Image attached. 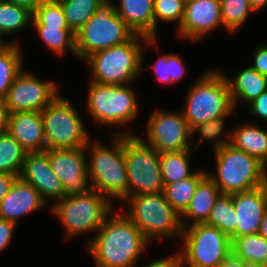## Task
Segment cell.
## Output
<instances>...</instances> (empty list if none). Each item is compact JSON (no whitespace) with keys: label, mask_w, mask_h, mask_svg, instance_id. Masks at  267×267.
Masks as SVG:
<instances>
[{"label":"cell","mask_w":267,"mask_h":267,"mask_svg":"<svg viewBox=\"0 0 267 267\" xmlns=\"http://www.w3.org/2000/svg\"><path fill=\"white\" fill-rule=\"evenodd\" d=\"M17 224L0 219V254L10 245Z\"/></svg>","instance_id":"cell-41"},{"label":"cell","mask_w":267,"mask_h":267,"mask_svg":"<svg viewBox=\"0 0 267 267\" xmlns=\"http://www.w3.org/2000/svg\"><path fill=\"white\" fill-rule=\"evenodd\" d=\"M223 27L220 0H186L185 13L177 35L200 42L208 33Z\"/></svg>","instance_id":"cell-16"},{"label":"cell","mask_w":267,"mask_h":267,"mask_svg":"<svg viewBox=\"0 0 267 267\" xmlns=\"http://www.w3.org/2000/svg\"><path fill=\"white\" fill-rule=\"evenodd\" d=\"M214 156L217 174H207L222 194L232 195L267 184L266 166L232 144L215 150Z\"/></svg>","instance_id":"cell-6"},{"label":"cell","mask_w":267,"mask_h":267,"mask_svg":"<svg viewBox=\"0 0 267 267\" xmlns=\"http://www.w3.org/2000/svg\"><path fill=\"white\" fill-rule=\"evenodd\" d=\"M43 44L55 55H64L70 51L77 57L75 33L69 27L34 26Z\"/></svg>","instance_id":"cell-28"},{"label":"cell","mask_w":267,"mask_h":267,"mask_svg":"<svg viewBox=\"0 0 267 267\" xmlns=\"http://www.w3.org/2000/svg\"><path fill=\"white\" fill-rule=\"evenodd\" d=\"M61 0H42V2H60Z\"/></svg>","instance_id":"cell-51"},{"label":"cell","mask_w":267,"mask_h":267,"mask_svg":"<svg viewBox=\"0 0 267 267\" xmlns=\"http://www.w3.org/2000/svg\"><path fill=\"white\" fill-rule=\"evenodd\" d=\"M222 24L226 31L235 33L254 10L249 0H220Z\"/></svg>","instance_id":"cell-35"},{"label":"cell","mask_w":267,"mask_h":267,"mask_svg":"<svg viewBox=\"0 0 267 267\" xmlns=\"http://www.w3.org/2000/svg\"><path fill=\"white\" fill-rule=\"evenodd\" d=\"M150 242L124 214L111 213L89 239V256L96 267H134Z\"/></svg>","instance_id":"cell-1"},{"label":"cell","mask_w":267,"mask_h":267,"mask_svg":"<svg viewBox=\"0 0 267 267\" xmlns=\"http://www.w3.org/2000/svg\"><path fill=\"white\" fill-rule=\"evenodd\" d=\"M19 176L10 175L7 173H0V202L10 191L13 183Z\"/></svg>","instance_id":"cell-43"},{"label":"cell","mask_w":267,"mask_h":267,"mask_svg":"<svg viewBox=\"0 0 267 267\" xmlns=\"http://www.w3.org/2000/svg\"><path fill=\"white\" fill-rule=\"evenodd\" d=\"M124 157L128 177V197L163 192L160 153L139 136L124 134Z\"/></svg>","instance_id":"cell-12"},{"label":"cell","mask_w":267,"mask_h":267,"mask_svg":"<svg viewBox=\"0 0 267 267\" xmlns=\"http://www.w3.org/2000/svg\"><path fill=\"white\" fill-rule=\"evenodd\" d=\"M206 174L207 171L196 170L195 173L187 179L164 185L163 193L165 195V199L178 214L181 215L189 206L198 182Z\"/></svg>","instance_id":"cell-27"},{"label":"cell","mask_w":267,"mask_h":267,"mask_svg":"<svg viewBox=\"0 0 267 267\" xmlns=\"http://www.w3.org/2000/svg\"><path fill=\"white\" fill-rule=\"evenodd\" d=\"M258 234L267 239V210L260 223Z\"/></svg>","instance_id":"cell-48"},{"label":"cell","mask_w":267,"mask_h":267,"mask_svg":"<svg viewBox=\"0 0 267 267\" xmlns=\"http://www.w3.org/2000/svg\"><path fill=\"white\" fill-rule=\"evenodd\" d=\"M192 149L160 153V168L163 184H170L191 177L195 172L190 168Z\"/></svg>","instance_id":"cell-26"},{"label":"cell","mask_w":267,"mask_h":267,"mask_svg":"<svg viewBox=\"0 0 267 267\" xmlns=\"http://www.w3.org/2000/svg\"><path fill=\"white\" fill-rule=\"evenodd\" d=\"M186 0H154V38H157L158 21L175 22L178 29L183 21Z\"/></svg>","instance_id":"cell-37"},{"label":"cell","mask_w":267,"mask_h":267,"mask_svg":"<svg viewBox=\"0 0 267 267\" xmlns=\"http://www.w3.org/2000/svg\"><path fill=\"white\" fill-rule=\"evenodd\" d=\"M26 153L8 132L0 134V173L20 176Z\"/></svg>","instance_id":"cell-30"},{"label":"cell","mask_w":267,"mask_h":267,"mask_svg":"<svg viewBox=\"0 0 267 267\" xmlns=\"http://www.w3.org/2000/svg\"><path fill=\"white\" fill-rule=\"evenodd\" d=\"M7 43H18L19 44V40H14V41H9V42H5L2 40V38L0 37V49H2Z\"/></svg>","instance_id":"cell-50"},{"label":"cell","mask_w":267,"mask_h":267,"mask_svg":"<svg viewBox=\"0 0 267 267\" xmlns=\"http://www.w3.org/2000/svg\"><path fill=\"white\" fill-rule=\"evenodd\" d=\"M244 267H267V266L263 264L244 262Z\"/></svg>","instance_id":"cell-49"},{"label":"cell","mask_w":267,"mask_h":267,"mask_svg":"<svg viewBox=\"0 0 267 267\" xmlns=\"http://www.w3.org/2000/svg\"><path fill=\"white\" fill-rule=\"evenodd\" d=\"M96 190L84 194L66 195L51 211L65 229L67 238L86 233H97L105 219L113 213L114 205Z\"/></svg>","instance_id":"cell-7"},{"label":"cell","mask_w":267,"mask_h":267,"mask_svg":"<svg viewBox=\"0 0 267 267\" xmlns=\"http://www.w3.org/2000/svg\"><path fill=\"white\" fill-rule=\"evenodd\" d=\"M184 64L178 54L170 52L165 55H158L157 60L149 68L154 70L158 82L170 85L180 82L183 76L187 77Z\"/></svg>","instance_id":"cell-34"},{"label":"cell","mask_w":267,"mask_h":267,"mask_svg":"<svg viewBox=\"0 0 267 267\" xmlns=\"http://www.w3.org/2000/svg\"><path fill=\"white\" fill-rule=\"evenodd\" d=\"M55 82L42 81L35 73L23 69L15 78L5 98L9 113L41 112L60 93Z\"/></svg>","instance_id":"cell-14"},{"label":"cell","mask_w":267,"mask_h":267,"mask_svg":"<svg viewBox=\"0 0 267 267\" xmlns=\"http://www.w3.org/2000/svg\"><path fill=\"white\" fill-rule=\"evenodd\" d=\"M45 206L47 204L37 189L18 177L0 202V219L18 225L21 218L41 211L40 209H45Z\"/></svg>","instance_id":"cell-19"},{"label":"cell","mask_w":267,"mask_h":267,"mask_svg":"<svg viewBox=\"0 0 267 267\" xmlns=\"http://www.w3.org/2000/svg\"><path fill=\"white\" fill-rule=\"evenodd\" d=\"M105 0H61L67 25L76 34Z\"/></svg>","instance_id":"cell-32"},{"label":"cell","mask_w":267,"mask_h":267,"mask_svg":"<svg viewBox=\"0 0 267 267\" xmlns=\"http://www.w3.org/2000/svg\"><path fill=\"white\" fill-rule=\"evenodd\" d=\"M179 253L183 267H218L232 252V241L206 223L183 228Z\"/></svg>","instance_id":"cell-10"},{"label":"cell","mask_w":267,"mask_h":267,"mask_svg":"<svg viewBox=\"0 0 267 267\" xmlns=\"http://www.w3.org/2000/svg\"><path fill=\"white\" fill-rule=\"evenodd\" d=\"M191 130L182 111L174 113L157 108L147 120L146 139H140L159 153L192 149Z\"/></svg>","instance_id":"cell-13"},{"label":"cell","mask_w":267,"mask_h":267,"mask_svg":"<svg viewBox=\"0 0 267 267\" xmlns=\"http://www.w3.org/2000/svg\"><path fill=\"white\" fill-rule=\"evenodd\" d=\"M248 106V112H250L253 117H258L263 122H267V90L250 102Z\"/></svg>","instance_id":"cell-39"},{"label":"cell","mask_w":267,"mask_h":267,"mask_svg":"<svg viewBox=\"0 0 267 267\" xmlns=\"http://www.w3.org/2000/svg\"><path fill=\"white\" fill-rule=\"evenodd\" d=\"M32 25L69 27L60 2H42L33 13Z\"/></svg>","instance_id":"cell-38"},{"label":"cell","mask_w":267,"mask_h":267,"mask_svg":"<svg viewBox=\"0 0 267 267\" xmlns=\"http://www.w3.org/2000/svg\"><path fill=\"white\" fill-rule=\"evenodd\" d=\"M253 54L254 61L250 66L261 75L267 77V43L265 45L263 43L258 45Z\"/></svg>","instance_id":"cell-40"},{"label":"cell","mask_w":267,"mask_h":267,"mask_svg":"<svg viewBox=\"0 0 267 267\" xmlns=\"http://www.w3.org/2000/svg\"><path fill=\"white\" fill-rule=\"evenodd\" d=\"M116 13L134 31L154 38V0H119Z\"/></svg>","instance_id":"cell-23"},{"label":"cell","mask_w":267,"mask_h":267,"mask_svg":"<svg viewBox=\"0 0 267 267\" xmlns=\"http://www.w3.org/2000/svg\"><path fill=\"white\" fill-rule=\"evenodd\" d=\"M231 144L267 167V132L254 122L242 123L231 130Z\"/></svg>","instance_id":"cell-24"},{"label":"cell","mask_w":267,"mask_h":267,"mask_svg":"<svg viewBox=\"0 0 267 267\" xmlns=\"http://www.w3.org/2000/svg\"><path fill=\"white\" fill-rule=\"evenodd\" d=\"M145 267H183L179 251L165 256L164 258L152 260Z\"/></svg>","instance_id":"cell-42"},{"label":"cell","mask_w":267,"mask_h":267,"mask_svg":"<svg viewBox=\"0 0 267 267\" xmlns=\"http://www.w3.org/2000/svg\"><path fill=\"white\" fill-rule=\"evenodd\" d=\"M218 267H244V261L231 252Z\"/></svg>","instance_id":"cell-46"},{"label":"cell","mask_w":267,"mask_h":267,"mask_svg":"<svg viewBox=\"0 0 267 267\" xmlns=\"http://www.w3.org/2000/svg\"><path fill=\"white\" fill-rule=\"evenodd\" d=\"M134 35V31L116 13L115 4L105 0L75 34L77 58L85 60L100 50L125 43Z\"/></svg>","instance_id":"cell-9"},{"label":"cell","mask_w":267,"mask_h":267,"mask_svg":"<svg viewBox=\"0 0 267 267\" xmlns=\"http://www.w3.org/2000/svg\"><path fill=\"white\" fill-rule=\"evenodd\" d=\"M10 2L11 4L23 7L30 11L32 14L35 12L36 8L42 3V0H4Z\"/></svg>","instance_id":"cell-44"},{"label":"cell","mask_w":267,"mask_h":267,"mask_svg":"<svg viewBox=\"0 0 267 267\" xmlns=\"http://www.w3.org/2000/svg\"><path fill=\"white\" fill-rule=\"evenodd\" d=\"M221 194L219 187L208 176V174H206L198 182L189 206L180 215L182 228L186 227V224H189L187 223L188 220H192L190 221L192 222L190 225L205 223L213 205Z\"/></svg>","instance_id":"cell-22"},{"label":"cell","mask_w":267,"mask_h":267,"mask_svg":"<svg viewBox=\"0 0 267 267\" xmlns=\"http://www.w3.org/2000/svg\"><path fill=\"white\" fill-rule=\"evenodd\" d=\"M231 247L232 253L244 262L267 266V239L258 233L234 238Z\"/></svg>","instance_id":"cell-29"},{"label":"cell","mask_w":267,"mask_h":267,"mask_svg":"<svg viewBox=\"0 0 267 267\" xmlns=\"http://www.w3.org/2000/svg\"><path fill=\"white\" fill-rule=\"evenodd\" d=\"M184 99L182 112L191 129L215 118L232 116L236 112L227 81L218 68L200 75Z\"/></svg>","instance_id":"cell-4"},{"label":"cell","mask_w":267,"mask_h":267,"mask_svg":"<svg viewBox=\"0 0 267 267\" xmlns=\"http://www.w3.org/2000/svg\"><path fill=\"white\" fill-rule=\"evenodd\" d=\"M231 116L215 118L210 121H206L200 125H196L192 128V137L199 133V139L194 143L192 150L197 149L200 144L205 140L213 141L214 151L221 149L223 146L231 144V131H225V120ZM198 132V133H197ZM226 132V133H225ZM225 134L227 138L221 139V135Z\"/></svg>","instance_id":"cell-36"},{"label":"cell","mask_w":267,"mask_h":267,"mask_svg":"<svg viewBox=\"0 0 267 267\" xmlns=\"http://www.w3.org/2000/svg\"><path fill=\"white\" fill-rule=\"evenodd\" d=\"M235 209V238L259 231L267 210V184L233 194Z\"/></svg>","instance_id":"cell-18"},{"label":"cell","mask_w":267,"mask_h":267,"mask_svg":"<svg viewBox=\"0 0 267 267\" xmlns=\"http://www.w3.org/2000/svg\"><path fill=\"white\" fill-rule=\"evenodd\" d=\"M249 1L255 13H258L259 10H263L265 7H267V0H249Z\"/></svg>","instance_id":"cell-47"},{"label":"cell","mask_w":267,"mask_h":267,"mask_svg":"<svg viewBox=\"0 0 267 267\" xmlns=\"http://www.w3.org/2000/svg\"><path fill=\"white\" fill-rule=\"evenodd\" d=\"M126 131V132H125ZM115 130L108 146L100 140H90L85 147L87 172L94 190L107 197L112 203L128 197V177L124 157V134L134 135L132 129ZM88 152V153H87Z\"/></svg>","instance_id":"cell-2"},{"label":"cell","mask_w":267,"mask_h":267,"mask_svg":"<svg viewBox=\"0 0 267 267\" xmlns=\"http://www.w3.org/2000/svg\"><path fill=\"white\" fill-rule=\"evenodd\" d=\"M20 45L7 43L0 49V100L5 98L15 78L24 69V55Z\"/></svg>","instance_id":"cell-25"},{"label":"cell","mask_w":267,"mask_h":267,"mask_svg":"<svg viewBox=\"0 0 267 267\" xmlns=\"http://www.w3.org/2000/svg\"><path fill=\"white\" fill-rule=\"evenodd\" d=\"M7 132L27 152H42L47 149L41 112L10 113Z\"/></svg>","instance_id":"cell-20"},{"label":"cell","mask_w":267,"mask_h":267,"mask_svg":"<svg viewBox=\"0 0 267 267\" xmlns=\"http://www.w3.org/2000/svg\"><path fill=\"white\" fill-rule=\"evenodd\" d=\"M54 174L61 181L66 195L84 194L93 190L87 172V154L83 148L46 149Z\"/></svg>","instance_id":"cell-15"},{"label":"cell","mask_w":267,"mask_h":267,"mask_svg":"<svg viewBox=\"0 0 267 267\" xmlns=\"http://www.w3.org/2000/svg\"><path fill=\"white\" fill-rule=\"evenodd\" d=\"M140 41L145 46H155L157 38L135 34L123 44L88 56L84 61L89 65L91 81L109 85L133 84L144 65V45Z\"/></svg>","instance_id":"cell-3"},{"label":"cell","mask_w":267,"mask_h":267,"mask_svg":"<svg viewBox=\"0 0 267 267\" xmlns=\"http://www.w3.org/2000/svg\"><path fill=\"white\" fill-rule=\"evenodd\" d=\"M19 177L34 186L47 205L50 200L52 206L66 196L61 181L52 171L46 151L27 152Z\"/></svg>","instance_id":"cell-17"},{"label":"cell","mask_w":267,"mask_h":267,"mask_svg":"<svg viewBox=\"0 0 267 267\" xmlns=\"http://www.w3.org/2000/svg\"><path fill=\"white\" fill-rule=\"evenodd\" d=\"M9 114L8 107L5 105L4 100H0V134L8 130Z\"/></svg>","instance_id":"cell-45"},{"label":"cell","mask_w":267,"mask_h":267,"mask_svg":"<svg viewBox=\"0 0 267 267\" xmlns=\"http://www.w3.org/2000/svg\"><path fill=\"white\" fill-rule=\"evenodd\" d=\"M218 69L221 71L227 81L235 110L239 105V101L240 103L245 102L246 104H249L261 93L267 90V77L261 75L251 66L245 67L243 70L238 71L237 73L233 74L232 77H230L228 74L225 75V72H223L221 68L218 67Z\"/></svg>","instance_id":"cell-21"},{"label":"cell","mask_w":267,"mask_h":267,"mask_svg":"<svg viewBox=\"0 0 267 267\" xmlns=\"http://www.w3.org/2000/svg\"><path fill=\"white\" fill-rule=\"evenodd\" d=\"M124 214L152 243L154 240L182 237L180 214L165 199L163 192L127 197Z\"/></svg>","instance_id":"cell-5"},{"label":"cell","mask_w":267,"mask_h":267,"mask_svg":"<svg viewBox=\"0 0 267 267\" xmlns=\"http://www.w3.org/2000/svg\"><path fill=\"white\" fill-rule=\"evenodd\" d=\"M206 224L214 226L230 237L235 238V209L233 194H221L213 205Z\"/></svg>","instance_id":"cell-31"},{"label":"cell","mask_w":267,"mask_h":267,"mask_svg":"<svg viewBox=\"0 0 267 267\" xmlns=\"http://www.w3.org/2000/svg\"><path fill=\"white\" fill-rule=\"evenodd\" d=\"M127 85H109L90 81L86 109L93 121L101 126L130 125L139 115L138 97Z\"/></svg>","instance_id":"cell-8"},{"label":"cell","mask_w":267,"mask_h":267,"mask_svg":"<svg viewBox=\"0 0 267 267\" xmlns=\"http://www.w3.org/2000/svg\"><path fill=\"white\" fill-rule=\"evenodd\" d=\"M33 14L23 7L0 1V37L15 34L32 24Z\"/></svg>","instance_id":"cell-33"},{"label":"cell","mask_w":267,"mask_h":267,"mask_svg":"<svg viewBox=\"0 0 267 267\" xmlns=\"http://www.w3.org/2000/svg\"><path fill=\"white\" fill-rule=\"evenodd\" d=\"M41 115L47 149L83 148L91 140L78 111L62 94L59 93Z\"/></svg>","instance_id":"cell-11"}]
</instances>
